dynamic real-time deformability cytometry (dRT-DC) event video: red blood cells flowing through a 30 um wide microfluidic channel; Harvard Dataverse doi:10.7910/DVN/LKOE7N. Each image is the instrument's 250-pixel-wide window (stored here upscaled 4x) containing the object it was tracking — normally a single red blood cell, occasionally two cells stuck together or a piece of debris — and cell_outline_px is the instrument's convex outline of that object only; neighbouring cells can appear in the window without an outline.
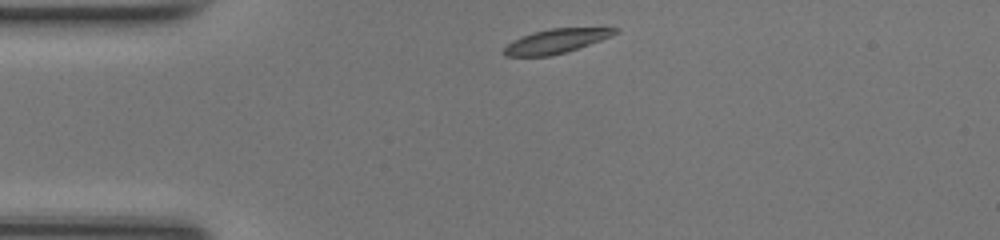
{"species": "common noctule bat (a hibernating species)", "species_latin": "Nyctalus noctula", "temperature_condition": "room temperature", "stored_images_in_passage": 39, "camera_frame_rate_fps": 3000, "um_per_image_px": 0.085, "animal": {"sex": "female", "body_mass_g": 17.0, "forearm_length_mm": 48.0}, "frame": {"image": 1, "passage_image": 1, "time_ms": 0.0, "image_size_px": [1000, 240], "cell_outline_px": [[620, 32], [612, 36], [564, 52], [548, 56], [504, 56], [500, 52], [512, 40], [532, 32], [552, 28], [620, 28]], "centroid_in_image_um": [47.22, 3.49], "position_along_channel_um": 37.8, "area_um2": 15.55}}
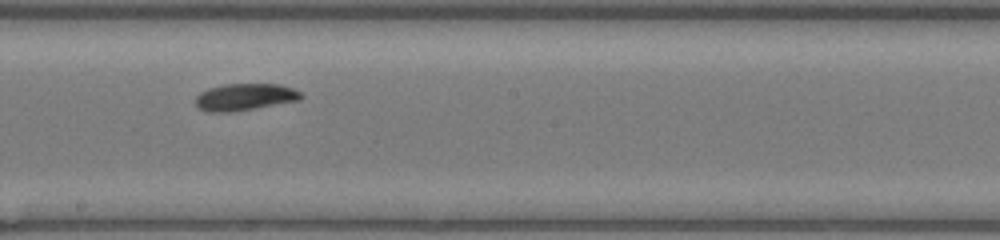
{"frame": {"image": 2, "passage_image": 17, "time_ms": 5.333, "image_size_px": [1000, 240], "cell_outline_px": [[304, 96], [300, 100], [256, 108], [232, 112], [208, 112], [200, 108], [196, 104], [196, 96], [200, 92], [208, 88], [224, 84], [280, 84], [292, 88], [300, 92]], "centroid_in_image_um": [20.82, 8.24], "position_along_channel_um": 227.4, "area_um2": 16.59}}
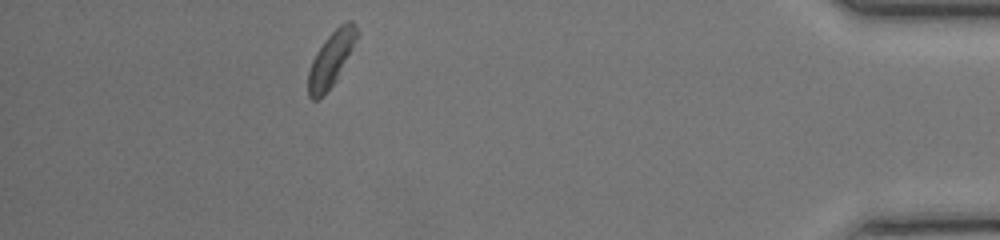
{"frame": {"image": 3, "passage_image": 34, "time_ms": 11.0, "image_size_px": [1000, 240], "cell_outline_px": [[360, 32], [336, 80], [324, 96], [316, 100], [312, 100], [308, 96], [308, 72], [312, 60], [316, 52], [324, 40], [340, 24], [348, 20], [352, 20]], "centroid_in_image_um": [28.13, 5.03], "position_along_channel_um": 407.1, "area_um2": 15.49}, "authors_computed_cell_mechanics": {"area_um2": 16.1262, "velocity_mm_per_s": 4.1709, "shape_relaxation_time_tau1_ms": 1.0063, "shape_relaxation_time_tau2_ms": 6.8904, "deformation_change_tau1": 0.1136, "deformation_change_tau2": 0.1164}}